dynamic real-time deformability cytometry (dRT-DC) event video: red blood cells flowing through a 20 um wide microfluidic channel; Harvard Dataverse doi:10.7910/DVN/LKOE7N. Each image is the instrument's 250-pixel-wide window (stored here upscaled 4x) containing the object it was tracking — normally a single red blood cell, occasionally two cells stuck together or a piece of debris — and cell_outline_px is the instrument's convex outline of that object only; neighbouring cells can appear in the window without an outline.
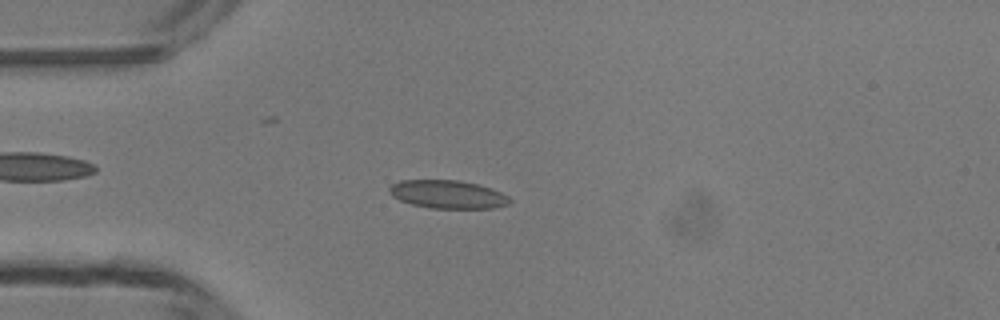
{"species": "common noctule bat (a hibernating species)", "species_latin": "Nyctalus noctula", "temperature_condition": "room temperature", "stored_images_in_passage": 40, "camera_frame_rate_fps": 3000, "um_per_image_px": 0.085, "animal": {"sex": "male", "body_mass_g": 13.3}, "frame": {"image": 1, "passage_image": 5, "time_ms": 1.333, "image_size_px": [1000, 320], "cell_outline_px": [[512, 200], [508, 204], [492, 208], [432, 208], [412, 204], [400, 200], [392, 196], [388, 192], [388, 188], [392, 184], [400, 180], [460, 180], [492, 188], [508, 196]], "centroid_in_image_um": [38.04, 16.51], "position_along_channel_um": 47.0, "area_um2": 19.77}}
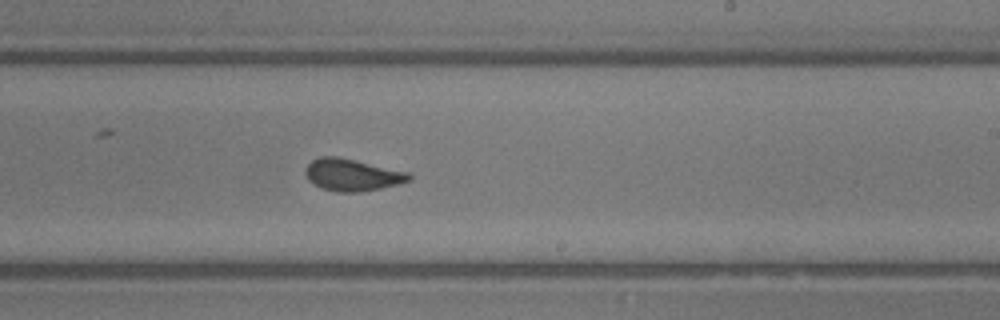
{"frame": {"image": 2, "passage_image": 21, "time_ms": 6.667, "image_size_px": [1000, 320], "cell_outline_px": [[412, 180], [380, 188], [360, 192], [336, 192], [320, 188], [308, 180], [304, 172], [304, 168], [312, 160], [320, 156], [336, 156], [408, 172], [412, 176]], "centroid_in_image_um": [29.89, 14.87], "position_along_channel_um": 259.1, "area_um2": 19.31}}
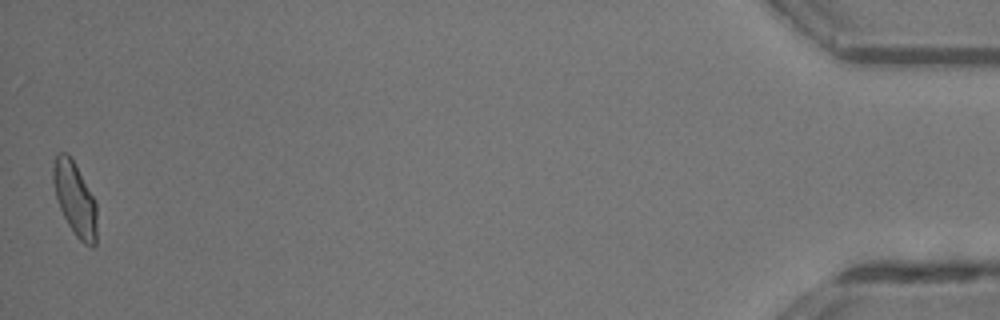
{"frame": {"image": 3, "passage_image": 40, "time_ms": 13.0, "image_size_px": [1000, 320], "cell_outline_px": [[96, 244], [92, 248], [84, 244], [72, 232], [60, 208], [56, 196], [52, 180], [52, 168], [56, 152], [68, 152], [96, 200]], "centroid_in_image_um": [6.36, 16.89], "position_along_channel_um": 428.8, "area_um2": 18.9}, "authors_computed_cell_mechanics": {"area_um2": 19.1896, "velocity_mm_per_s": 4.2565, "shape_relaxation_time_tau1_ms": 4.4664, "shape_relaxation_time_tau2_ms": 0.919, "deformation_change_tau1": 0.1247, "deformation_change_tau2": 0.0662}}